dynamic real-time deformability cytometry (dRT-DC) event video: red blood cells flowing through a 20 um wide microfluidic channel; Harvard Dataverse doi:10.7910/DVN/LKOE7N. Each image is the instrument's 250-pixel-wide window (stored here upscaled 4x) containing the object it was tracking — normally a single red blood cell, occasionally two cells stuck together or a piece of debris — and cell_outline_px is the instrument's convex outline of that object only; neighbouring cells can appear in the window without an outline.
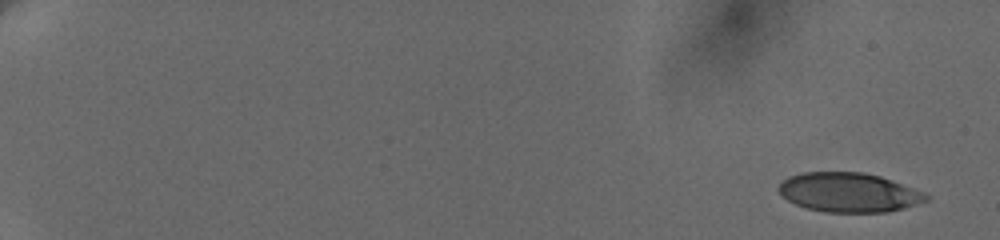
{"species": "human", "species_latin": "Homo sapiens", "temperature_condition": "cold", "stored_images_in_passage": 11, "camera_frame_rate_fps": 3000, "um_per_image_px": 0.085, "donor": {"sex": "female"}, "frame": {"image": 1, "passage_image": 1, "time_ms": 0.0, "image_size_px": [1000, 240], "cell_outline_px": [[928, 200], [904, 208], [888, 212], [824, 212], [804, 208], [788, 200], [776, 188], [788, 176], [804, 172], [860, 172], [880, 176], [924, 192], [928, 196]], "centroid_in_image_um": [72.13, 16.36], "position_along_channel_um": 12.9, "area_um2": 33.7}}
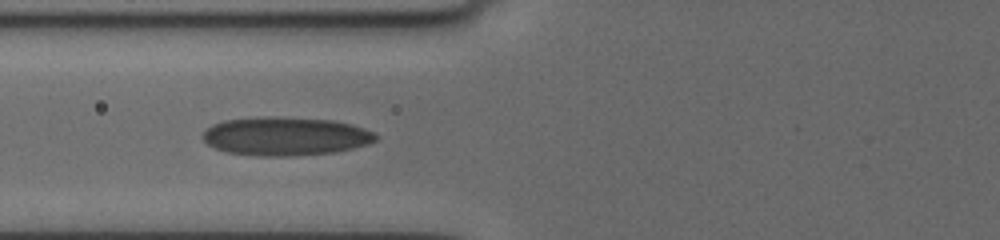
{"frame": {"image": 2, "passage_image": 10, "time_ms": 8.0, "image_size_px": [1000, 240], "cell_outline_px": [[376, 140], [368, 144], [352, 148], [332, 152], [288, 156], [260, 156], [228, 152], [216, 148], [208, 144], [204, 140], [204, 132], [212, 124], [224, 120], [260, 116], [280, 116], [336, 120], [352, 124], [364, 128], [372, 132], [376, 136]], "centroid_in_image_um": [24.26, 11.56], "position_along_channel_um": 101.5, "area_um2": 38.84}}
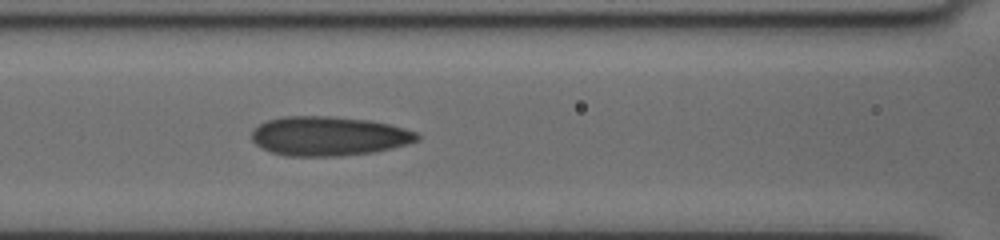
{"frame": {"image": 3, "passage_image": 11, "time_ms": 9.0, "image_size_px": [1000, 240], "cell_outline_px": [[420, 140], [408, 144], [392, 148], [372, 152], [336, 156], [284, 156], [272, 152], [256, 144], [252, 140], [252, 132], [260, 124], [268, 120], [284, 116], [332, 116], [372, 120], [404, 128], [416, 132], [420, 136]], "centroid_in_image_um": [27.97, 11.56], "position_along_channel_um": 138.6, "area_um2": 37.86}}